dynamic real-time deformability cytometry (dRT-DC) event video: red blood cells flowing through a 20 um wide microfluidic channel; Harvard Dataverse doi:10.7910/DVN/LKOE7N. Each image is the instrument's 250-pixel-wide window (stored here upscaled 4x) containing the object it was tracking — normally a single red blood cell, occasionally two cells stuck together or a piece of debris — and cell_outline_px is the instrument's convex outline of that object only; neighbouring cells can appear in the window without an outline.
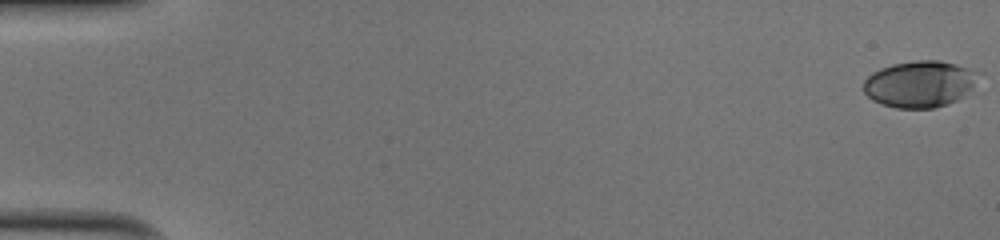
{"species": "human", "species_latin": "Homo sapiens", "temperature_condition": "cold", "stored_images_in_passage": 52, "camera_frame_rate_fps": 3000, "um_per_image_px": 0.085, "donor": {"sex": "male"}, "frame": {"image": 1, "passage_image": 1, "time_ms": 0.0, "image_size_px": [1000, 240], "cell_outline_px": [[984, 72], [972, 88], [956, 100], [948, 104], [936, 108], [896, 108], [880, 104], [872, 100], [864, 92], [864, 80], [872, 72], [880, 68], [892, 64], [916, 60], [940, 60], [956, 64]], "centroid_in_image_um": [78.21, 7.13], "position_along_channel_um": 6.8, "area_um2": 31.56}}
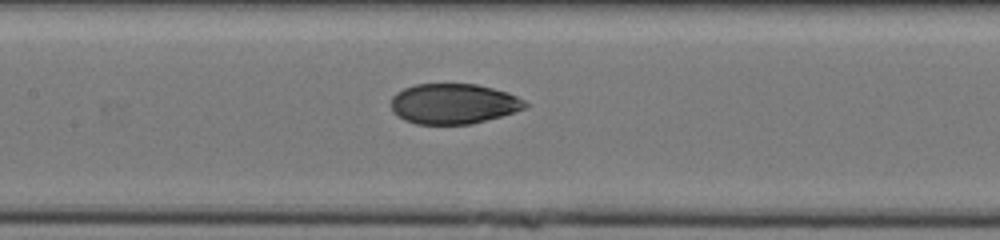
{"frame": {"image": 2, "passage_image": 26, "time_ms": 8.333, "image_size_px": [1000, 240], "cell_outline_px": [[528, 108], [472, 124], [416, 124], [404, 120], [392, 112], [392, 96], [396, 92], [404, 88], [416, 84], [476, 84], [508, 92], [524, 100], [528, 104]], "centroid_in_image_um": [38.55, 8.82], "position_along_channel_um": 168.9, "area_um2": 31.56}}
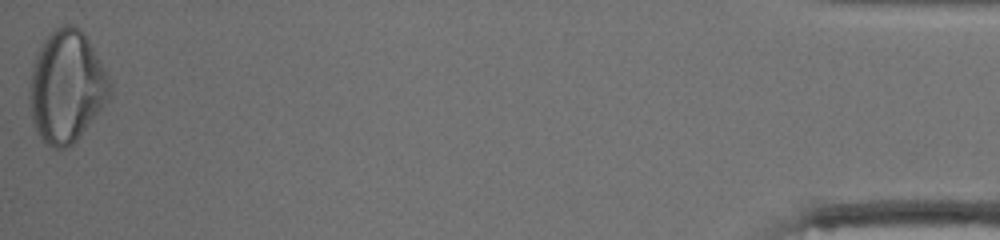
{"frame": {"image": 3, "passage_image": 52, "time_ms": 17.0, "image_size_px": [1000, 240], "cell_outline_px": [[112, 92], [76, 140], [68, 148], [52, 148], [44, 144], [36, 132], [32, 120], [28, 104], [28, 92], [32, 68], [36, 56], [44, 40], [56, 28], [64, 24], [72, 24], [80, 28], [84, 32], [104, 68], [112, 84]], "centroid_in_image_um": [5.62, 7.37], "position_along_channel_um": 429.6, "area_um2": 52.19}, "authors_computed_cell_mechanics": {"area_um2": 32.0212, "velocity_mm_per_s": 4.0481, "shape_relaxation_time_tau1_ms": 4.6362, "shape_relaxation_time_tau2_ms": 1.1529, "deformation_change_tau1": 0.1606, "deformation_change_tau2": 0.052}}